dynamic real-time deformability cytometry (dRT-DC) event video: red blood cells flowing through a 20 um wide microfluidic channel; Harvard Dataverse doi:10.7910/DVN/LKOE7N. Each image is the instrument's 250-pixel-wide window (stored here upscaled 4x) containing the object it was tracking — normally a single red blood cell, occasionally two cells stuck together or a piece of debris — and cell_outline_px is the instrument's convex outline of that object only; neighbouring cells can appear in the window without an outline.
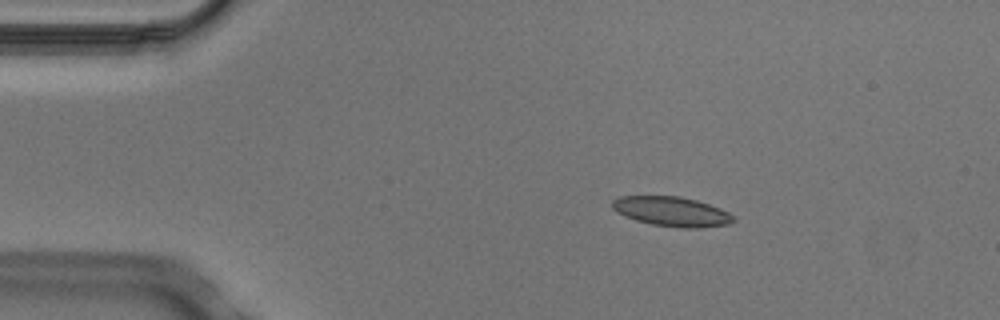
{"species": "Egyptian fruit bat (a non-hibernating species)", "species_latin": "Rousettus aegyptiacus", "temperature_condition": "cold", "stored_images_in_passage": 3, "camera_frame_rate_fps": 3000, "um_per_image_px": 0.085, "animal": {"sex": "male"}, "frame": {"image": 1, "passage_image": 1, "time_ms": 0.0, "image_size_px": [1000, 320], "cell_outline_px": [[736, 220], [728, 224], [700, 228], [680, 228], [652, 224], [636, 220], [624, 216], [616, 212], [612, 208], [612, 200], [620, 196], [680, 196], [696, 200], [720, 208], [728, 212]], "centroid_in_image_um": [57.07, 17.98], "position_along_channel_um": 27.9, "area_um2": 20.92}}